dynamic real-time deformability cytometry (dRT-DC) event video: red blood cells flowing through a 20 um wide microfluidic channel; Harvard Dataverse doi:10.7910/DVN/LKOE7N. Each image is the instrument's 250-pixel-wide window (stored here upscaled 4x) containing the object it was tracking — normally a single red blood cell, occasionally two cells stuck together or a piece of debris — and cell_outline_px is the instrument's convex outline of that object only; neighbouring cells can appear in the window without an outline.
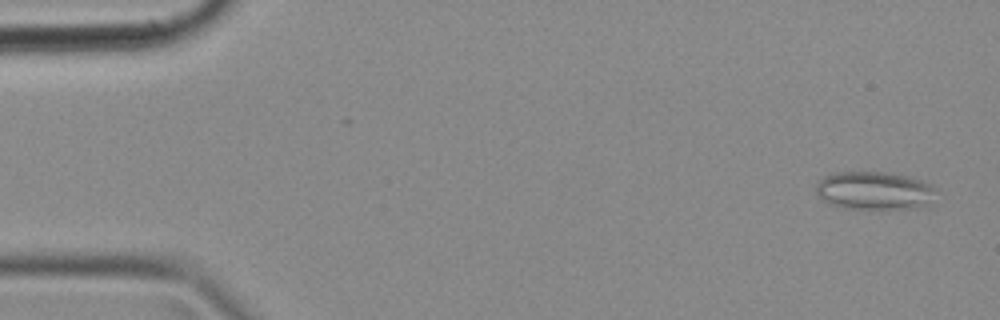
{"species": "common noctule bat (a hibernating species)", "species_latin": "Nyctalus noctula", "temperature_condition": "cold", "stored_images_in_passage": 48, "camera_frame_rate_fps": 3000, "um_per_image_px": 0.085, "animal": {"sex": "female", "body_mass_g": 18.4}, "frame": {"image": 1, "passage_image": 2, "time_ms": 0.333, "image_size_px": [1000, 320], "cell_outline_px": [[932, 208], [848, 208], [828, 204], [816, 196], [816, 184], [824, 176], [836, 172], [888, 172], [908, 176], [932, 184]], "centroid_in_image_um": [74.31, 16.21], "position_along_channel_um": 10.7, "area_um2": 26.88}}
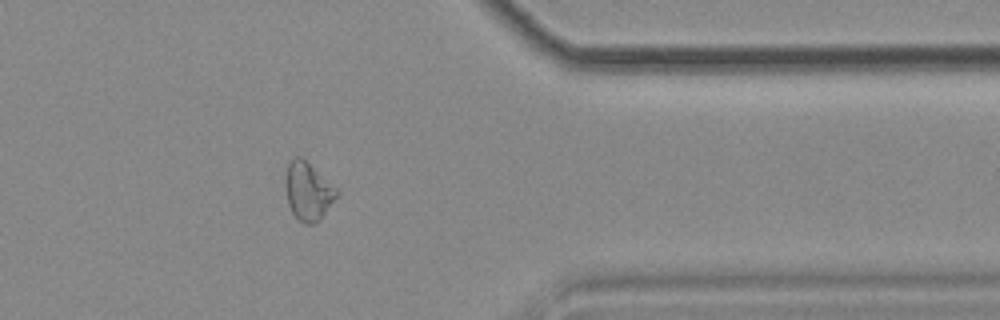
{"frame": {"image": 2, "passage_image": 39, "time_ms": 12.667, "image_size_px": [1000, 320], "cell_outline_px": [[340, 192], [320, 220], [316, 224], [304, 224], [292, 212], [288, 204], [284, 184], [288, 164], [296, 156], [300, 156], [336, 188]], "centroid_in_image_um": [26.17, 16.29], "position_along_channel_um": 385.2, "area_um2": 17.11}}
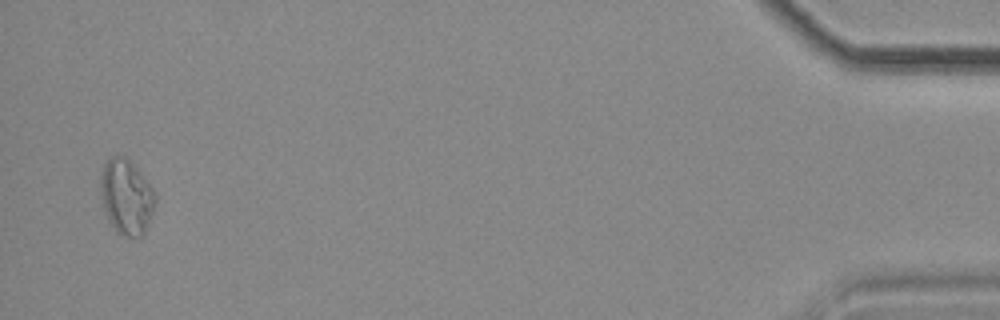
{"frame": {"image": 3, "passage_image": 47, "time_ms": 15.333, "image_size_px": [1000, 320], "cell_outline_px": [[156, 200], [152, 212], [144, 232], [140, 236], [120, 236], [116, 232], [108, 220], [104, 208], [100, 192], [100, 176], [104, 160], [112, 156], [124, 156], [140, 172], [156, 192]], "centroid_in_image_um": [10.71, 16.71], "position_along_channel_um": 424.5, "area_um2": 23.93}}